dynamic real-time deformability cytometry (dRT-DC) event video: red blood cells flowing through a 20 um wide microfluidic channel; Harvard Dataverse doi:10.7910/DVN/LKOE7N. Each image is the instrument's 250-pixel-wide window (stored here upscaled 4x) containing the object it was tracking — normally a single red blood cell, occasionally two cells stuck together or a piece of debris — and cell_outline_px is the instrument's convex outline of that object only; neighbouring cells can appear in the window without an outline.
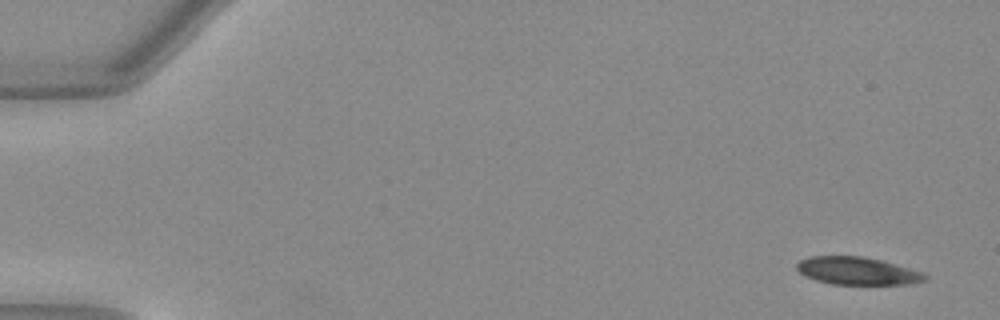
{"species": "Egyptian fruit bat (a non-hibernating species)", "species_latin": "Rousettus aegyptiacus", "temperature_condition": "warm", "stored_images_in_passage": 50, "camera_frame_rate_fps": 3000, "um_per_image_px": 0.085, "animal": {"sex": "female"}, "frame": {"image": 1, "passage_image": 1, "time_ms": 0.0, "image_size_px": [1000, 320], "cell_outline_px": [[928, 276], [924, 280], [908, 284], [832, 284], [816, 280], [804, 276], [796, 268], [796, 264], [800, 260], [808, 256], [864, 256], [884, 260], [924, 272]], "centroid_in_image_um": [72.88, 23.01], "position_along_channel_um": 12.1, "area_um2": 20.87}}
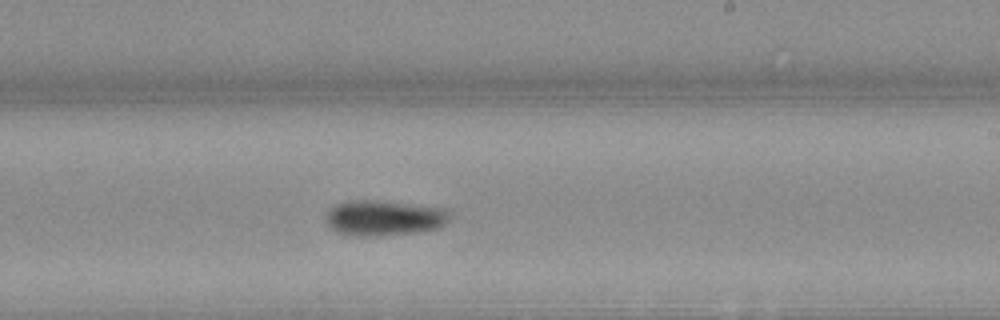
{"frame": {"image": 2, "passage_image": 30, "time_ms": 9.667, "image_size_px": [1000, 320], "cell_outline_px": [[448, 216], [444, 224], [436, 228], [416, 232], [372, 236], [352, 236], [336, 232], [328, 224], [328, 212], [336, 204], [348, 200], [380, 200], [444, 208], [448, 212]], "centroid_in_image_um": [32.61, 18.52], "position_along_channel_um": 256.4, "area_um2": 25.2}}
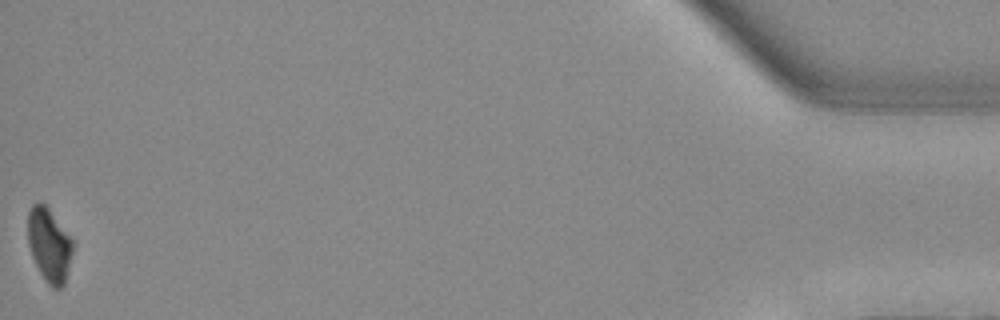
{"frame": {"image": 3, "passage_image": 50, "time_ms": 16.333, "image_size_px": [1000, 320], "cell_outline_px": [[72, 252], [64, 284], [60, 288], [52, 288], [48, 284], [40, 272], [32, 256], [28, 244], [28, 212], [32, 204], [36, 200], [40, 200], [48, 208], [72, 240]], "centroid_in_image_um": [4.15, 20.79], "position_along_channel_um": 431.1, "area_um2": 18.96}, "authors_computed_cell_mechanics": {"area_um2": 22.6865, "velocity_mm_per_s": 4.0057, "shape_relaxation_time_tau1_ms": 4.4067, "shape_relaxation_time_tau2_ms": null, "deformation_change_tau1": 0.1638, "deformation_change_tau2": null}}